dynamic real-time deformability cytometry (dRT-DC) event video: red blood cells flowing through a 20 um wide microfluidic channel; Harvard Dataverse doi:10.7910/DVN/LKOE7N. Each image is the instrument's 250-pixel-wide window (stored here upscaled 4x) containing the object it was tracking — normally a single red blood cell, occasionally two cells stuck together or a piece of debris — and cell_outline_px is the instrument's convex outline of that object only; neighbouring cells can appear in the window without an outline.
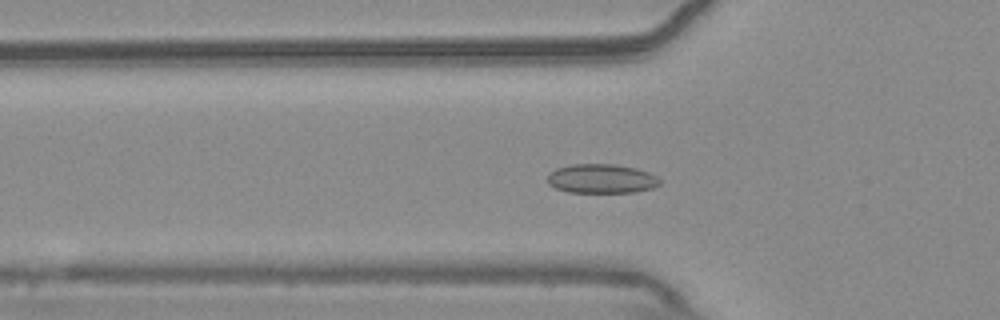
{"species": "common noctule bat (a hibernating species)", "species_latin": "Nyctalus noctula", "temperature_condition": "warm", "stored_images_in_passage": 55, "camera_frame_rate_fps": 3000, "um_per_image_px": 0.085, "animal": {"sex": "male", "body_mass_g": 20.4}, "frame": {"image": 1, "passage_image": 18, "time_ms": 5.667, "image_size_px": [1000, 320], "cell_outline_px": [[660, 184], [652, 188], [636, 192], [568, 192], [556, 188], [548, 184], [548, 176], [556, 168], [572, 164], [612, 164], [636, 168], [648, 172], [656, 176], [660, 180]], "centroid_in_image_um": [51.13, 15.19], "position_along_channel_um": 74.7, "area_um2": 19.02}}
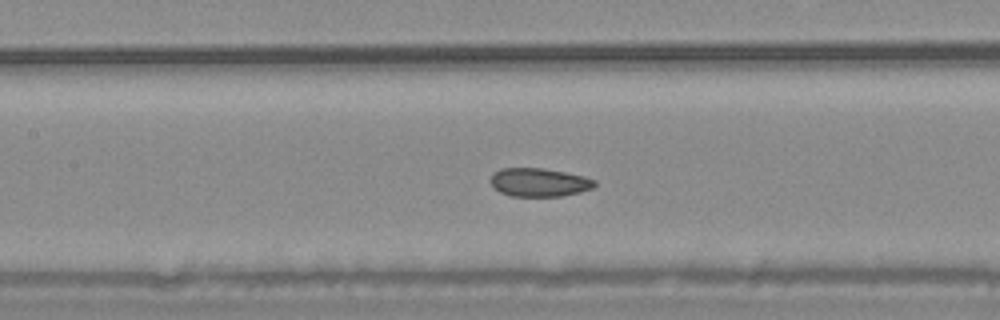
{"frame": {"image": 2, "passage_image": 25, "time_ms": 8.0, "image_size_px": [1000, 320], "cell_outline_px": [[596, 184], [592, 188], [580, 192], [560, 196], [512, 196], [500, 192], [492, 188], [488, 180], [500, 168], [544, 168], [584, 176], [596, 180]], "centroid_in_image_um": [45.8, 15.5], "position_along_channel_um": 161.6, "area_um2": 17.34}}
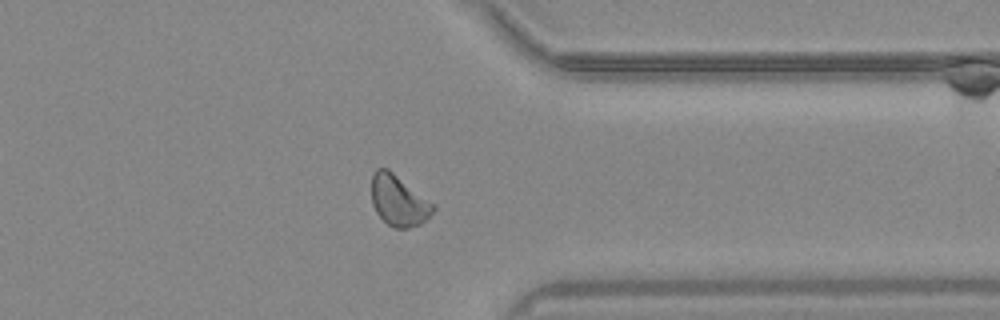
{"frame": {"image": 3, "passage_image": 43, "time_ms": 14.0, "image_size_px": [1000, 320], "cell_outline_px": [[436, 208], [420, 224], [408, 228], [392, 228], [376, 212], [372, 204], [372, 172], [376, 168], [388, 168], [436, 204]], "centroid_in_image_um": [33.89, 17.03], "position_along_channel_um": 377.5, "area_um2": 18.38}, "authors_computed_cell_mechanics": {"area_um2": 18.3804, "velocity_mm_per_s": 3.685, "shape_relaxation_time_tau1_ms": 10.355, "shape_relaxation_time_tau2_ms": 5.4379, "deformation_change_tau1": 0.1174, "deformation_change_tau2": 0.078}}